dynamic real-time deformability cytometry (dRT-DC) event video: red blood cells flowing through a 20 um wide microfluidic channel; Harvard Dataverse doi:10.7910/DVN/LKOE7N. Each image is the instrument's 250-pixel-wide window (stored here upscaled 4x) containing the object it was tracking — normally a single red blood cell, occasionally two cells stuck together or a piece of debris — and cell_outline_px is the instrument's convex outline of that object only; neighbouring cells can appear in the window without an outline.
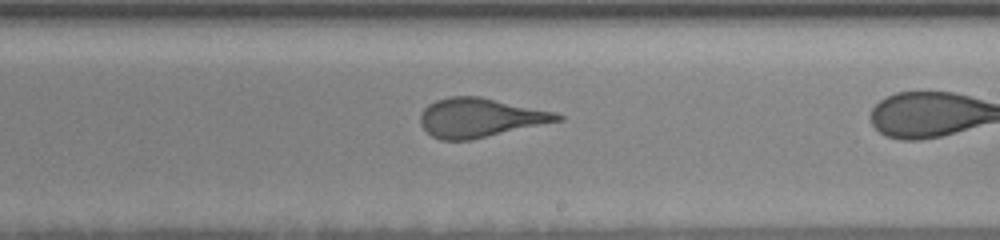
{"species": "human", "species_latin": "Homo sapiens", "temperature_condition": "room temperature", "stored_images_in_passage": 30, "camera_frame_rate_fps": 3000, "um_per_image_px": 0.085, "donor": {"sex": "female"}, "frame": {"image": 1, "passage_image": 20, "time_ms": 3.667, "image_size_px": [1000, 240], "cell_outline_px": [[564, 120], [472, 140], [440, 140], [432, 136], [420, 124], [420, 116], [424, 108], [428, 104], [436, 100], [448, 96], [480, 96], [556, 112], [564, 116]], "centroid_in_image_um": [40.82, 10.0], "position_along_channel_um": 248.2, "area_um2": 31.44}}